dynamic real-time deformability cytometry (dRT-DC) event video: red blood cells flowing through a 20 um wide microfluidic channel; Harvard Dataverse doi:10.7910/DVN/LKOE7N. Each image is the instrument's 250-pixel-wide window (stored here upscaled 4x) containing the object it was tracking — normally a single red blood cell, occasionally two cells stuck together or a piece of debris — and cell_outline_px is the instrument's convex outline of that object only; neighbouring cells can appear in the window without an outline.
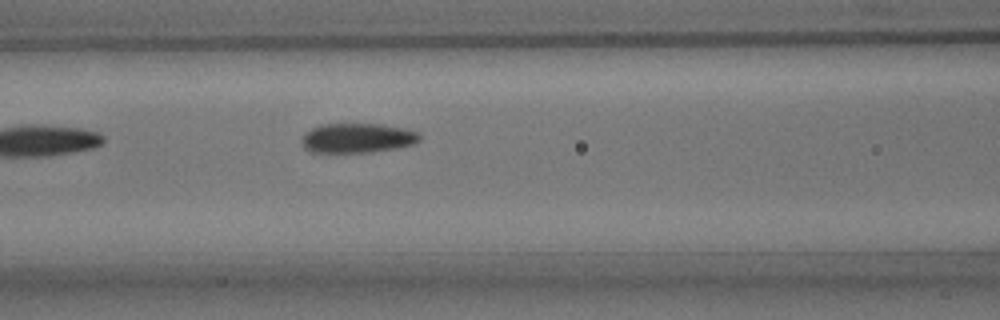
{"species": "common noctule bat (a hibernating species)", "species_latin": "Nyctalus noctula", "temperature_condition": "room temperature", "stored_images_in_passage": 5, "camera_frame_rate_fps": 3000, "um_per_image_px": 0.085, "animal": {"sex": "male", "body_mass_g": 15.6}, "frame": {"image": 1, "passage_image": 5, "time_ms": 4.667, "image_size_px": [1000, 320], "cell_outline_px": [[420, 140], [412, 144], [396, 148], [372, 152], [308, 152], [304, 148], [300, 140], [300, 136], [312, 128], [320, 124], [380, 124], [404, 128], [416, 132], [420, 136]], "centroid_in_image_um": [30.31, 11.73], "position_along_channel_um": 136.3, "area_um2": 20.4}}